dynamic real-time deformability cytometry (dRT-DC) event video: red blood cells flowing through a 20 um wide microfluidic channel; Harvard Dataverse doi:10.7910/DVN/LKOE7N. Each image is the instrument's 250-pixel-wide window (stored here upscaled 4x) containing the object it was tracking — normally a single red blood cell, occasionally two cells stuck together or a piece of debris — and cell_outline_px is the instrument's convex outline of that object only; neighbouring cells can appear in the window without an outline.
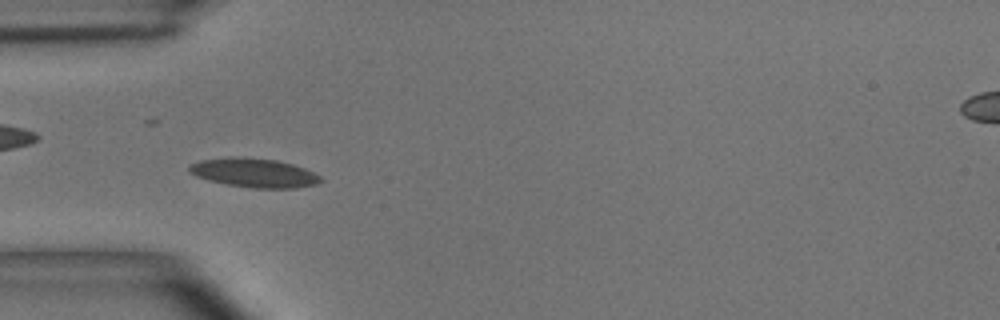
{"species": "common noctule bat (a hibernating species)", "species_latin": "Nyctalus noctula", "temperature_condition": "room temperature", "stored_images_in_passage": 8, "camera_frame_rate_fps": 3000, "um_per_image_px": 0.085, "animal": {"sex": "male", "body_mass_g": 15.6}, "frame": {"image": 1, "passage_image": 5, "time_ms": 4.667, "image_size_px": [1000, 320], "cell_outline_px": [[324, 180], [316, 184], [296, 188], [252, 188], [228, 184], [208, 180], [196, 176], [188, 172], [188, 168], [192, 164], [200, 160], [228, 156], [236, 156], [276, 160], [292, 164], [304, 168], [320, 176]], "centroid_in_image_um": [21.58, 14.68], "position_along_channel_um": 63.4, "area_um2": 22.25}}
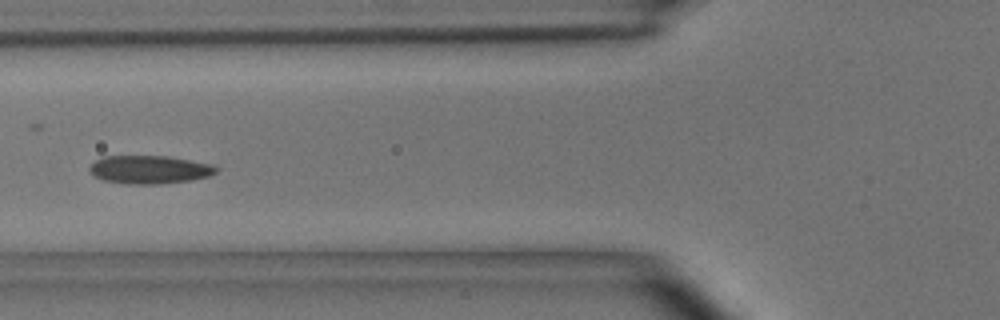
{"frame": {"image": 2, "passage_image": 6, "time_ms": 6.0, "image_size_px": [1000, 320], "cell_outline_px": [[220, 168], [216, 172], [208, 176], [192, 180], [160, 184], [128, 184], [104, 180], [96, 176], [88, 168], [96, 160], [104, 156], [168, 156], [212, 164]], "centroid_in_image_um": [12.75, 14.41], "position_along_channel_um": 113.1, "area_um2": 20.75}}